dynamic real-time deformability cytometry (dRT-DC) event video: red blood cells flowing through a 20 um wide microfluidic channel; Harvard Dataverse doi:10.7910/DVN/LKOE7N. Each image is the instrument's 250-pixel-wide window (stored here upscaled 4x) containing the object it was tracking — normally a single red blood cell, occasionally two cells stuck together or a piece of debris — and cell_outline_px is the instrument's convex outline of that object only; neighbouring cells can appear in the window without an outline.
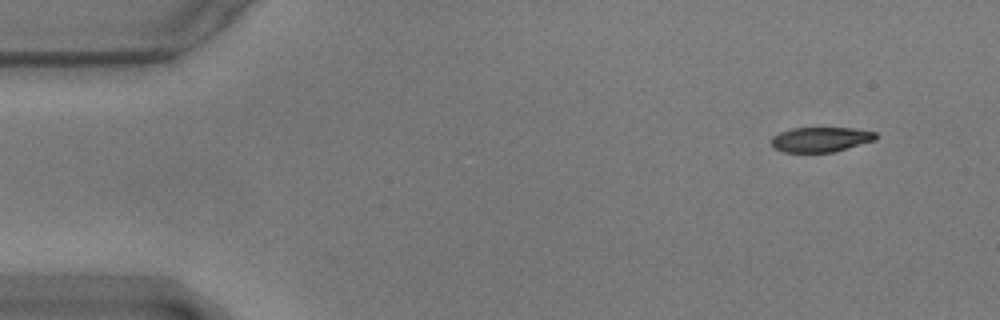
{"species": "common noctule bat (a hibernating species)", "species_latin": "Nyctalus noctula", "temperature_condition": "warm", "stored_images_in_passage": 50, "camera_frame_rate_fps": 3000, "um_per_image_px": 0.085, "animal": {"sex": "male", "body_mass_g": 17.9}, "frame": {"image": 1, "passage_image": 1, "time_ms": 0.0, "image_size_px": [1000, 320], "cell_outline_px": [[876, 140], [832, 152], [780, 152], [772, 148], [772, 136], [780, 132], [792, 128], [852, 128], [876, 132]], "centroid_in_image_um": [69.72, 11.86], "position_along_channel_um": 15.3, "area_um2": 15.14}}
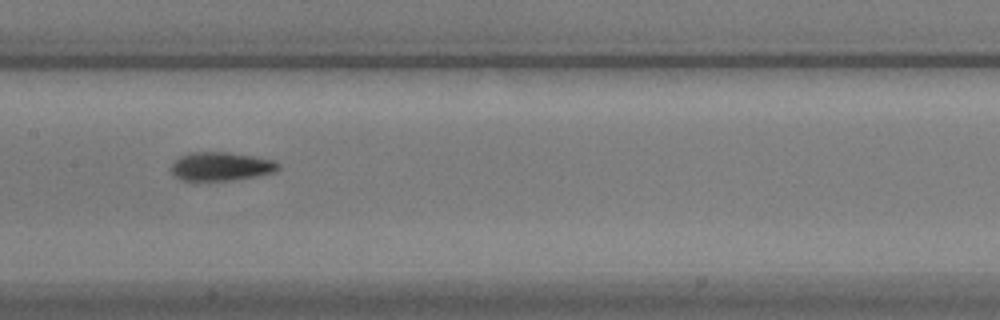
{"frame": {"image": 2, "passage_image": 24, "time_ms": 7.667, "image_size_px": [1000, 320], "cell_outline_px": [[280, 168], [276, 172], [256, 176], [232, 180], [180, 180], [168, 168], [180, 156], [188, 152], [228, 152], [252, 156], [272, 160], [280, 164]], "centroid_in_image_um": [18.77, 14.14], "position_along_channel_um": 188.6, "area_um2": 17.86}}
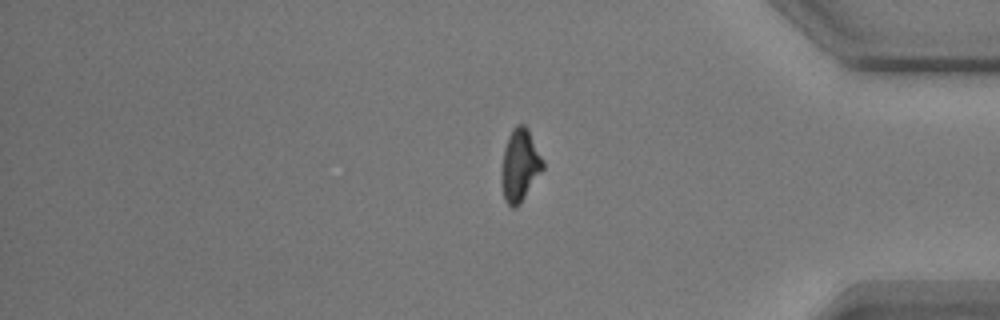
{"frame": {"image": 3, "passage_image": 43, "time_ms": 14.0, "image_size_px": [1000, 320], "cell_outline_px": [[544, 168], [520, 204], [516, 208], [512, 208], [504, 200], [500, 176], [504, 148], [508, 136], [512, 128], [516, 124], [524, 124], [528, 128], [544, 160]], "centroid_in_image_um": [44.18, 14.04], "position_along_channel_um": 391.0, "area_um2": 17.74}}